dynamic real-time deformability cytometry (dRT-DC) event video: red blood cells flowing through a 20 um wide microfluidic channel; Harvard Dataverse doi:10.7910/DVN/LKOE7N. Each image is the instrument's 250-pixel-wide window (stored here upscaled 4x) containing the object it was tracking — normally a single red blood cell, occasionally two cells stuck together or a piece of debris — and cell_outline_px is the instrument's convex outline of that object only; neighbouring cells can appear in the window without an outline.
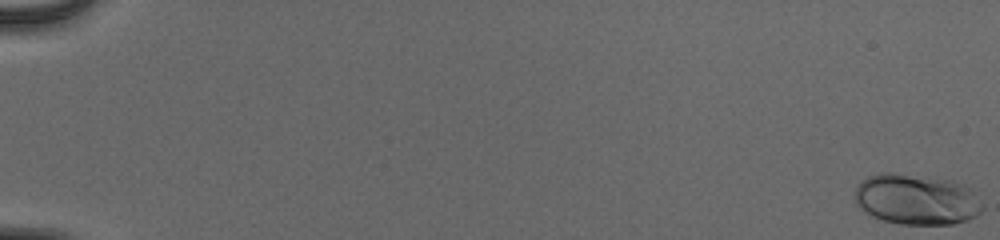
{"species": "human", "species_latin": "Homo sapiens", "temperature_condition": "cold", "stored_images_in_passage": 55, "camera_frame_rate_fps": 3000, "um_per_image_px": 0.085, "donor": {"sex": "male"}, "frame": {"image": 1, "passage_image": 1, "time_ms": 0.0, "image_size_px": [1000, 240], "cell_outline_px": [[984, 208], [976, 216], [968, 220], [952, 224], [900, 224], [884, 220], [872, 216], [860, 208], [856, 204], [856, 188], [868, 176], [880, 172], [892, 172], [952, 180], [968, 188], [984, 204]], "centroid_in_image_um": [77.91, 16.95], "position_along_channel_um": 7.1, "area_um2": 37.57}}
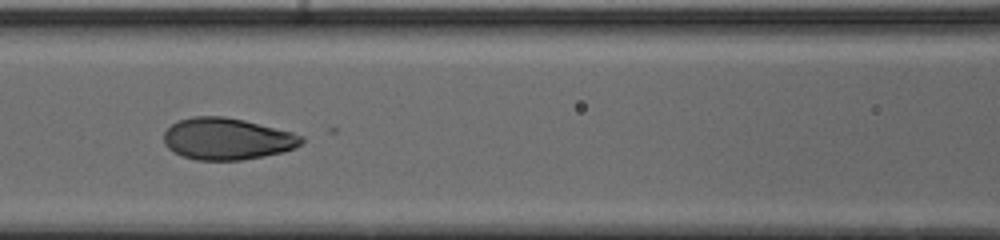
{"frame": {"image": 2, "passage_image": 28, "time_ms": 9.0, "image_size_px": [1000, 240], "cell_outline_px": [[304, 140], [300, 144], [292, 148], [280, 152], [264, 156], [240, 160], [196, 160], [184, 156], [168, 148], [164, 144], [164, 132], [172, 124], [180, 120], [192, 116], [224, 116], [244, 120], [292, 132], [304, 136]], "centroid_in_image_um": [19.29, 11.79], "position_along_channel_um": 147.3, "area_um2": 33.23}}
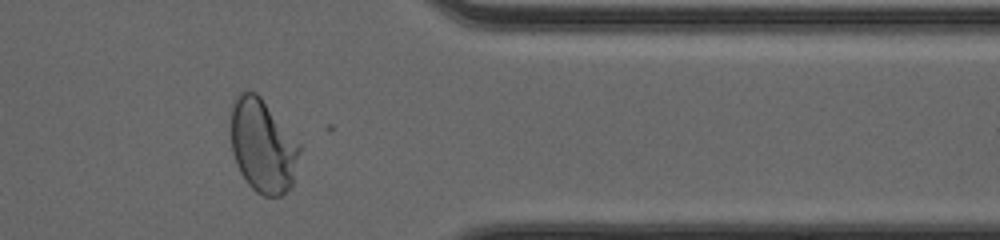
{"frame": {"image": 3, "passage_image": 47, "time_ms": 15.333, "image_size_px": [1000, 240], "cell_outline_px": [[300, 152], [292, 184], [280, 196], [264, 196], [256, 192], [248, 184], [240, 172], [236, 164], [232, 152], [232, 104], [236, 96], [240, 92], [256, 92], [260, 96], [300, 144]], "centroid_in_image_um": [22.33, 12.41], "position_along_channel_um": 389.1, "area_um2": 36.99}, "authors_computed_cell_mechanics": {"area_um2": 34.1598, "velocity_mm_per_s": 3.9616, "shape_relaxation_time_tau1_ms": 2.4799, "shape_relaxation_time_tau2_ms": null, "deformation_change_tau1": 0.1706, "deformation_change_tau2": null}}